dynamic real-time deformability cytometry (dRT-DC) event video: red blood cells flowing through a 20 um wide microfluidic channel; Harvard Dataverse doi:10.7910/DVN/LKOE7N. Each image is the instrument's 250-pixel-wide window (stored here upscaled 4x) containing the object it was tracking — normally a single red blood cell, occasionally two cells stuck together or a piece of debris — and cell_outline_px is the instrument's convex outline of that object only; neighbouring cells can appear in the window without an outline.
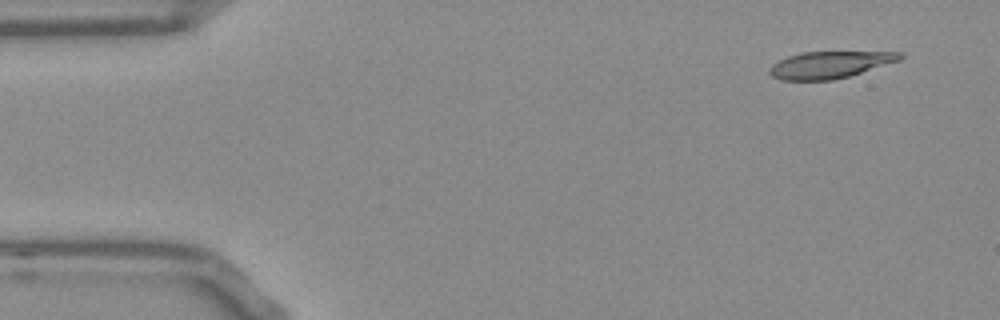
{"species": "Egyptian fruit bat (a non-hibernating species)", "species_latin": "Rousettus aegyptiacus", "temperature_condition": "room temperature", "stored_images_in_passage": 50, "camera_frame_rate_fps": 3000, "um_per_image_px": 0.085, "frame": {"image": 1, "passage_image": 1, "time_ms": 0.0, "image_size_px": [1000, 320], "cell_outline_px": [[904, 56], [900, 60], [848, 76], [832, 80], [780, 80], [772, 76], [768, 72], [768, 68], [772, 64], [788, 56], [800, 52], [900, 52]], "centroid_in_image_um": [70.48, 5.5], "position_along_channel_um": 14.5, "area_um2": 20.29}}
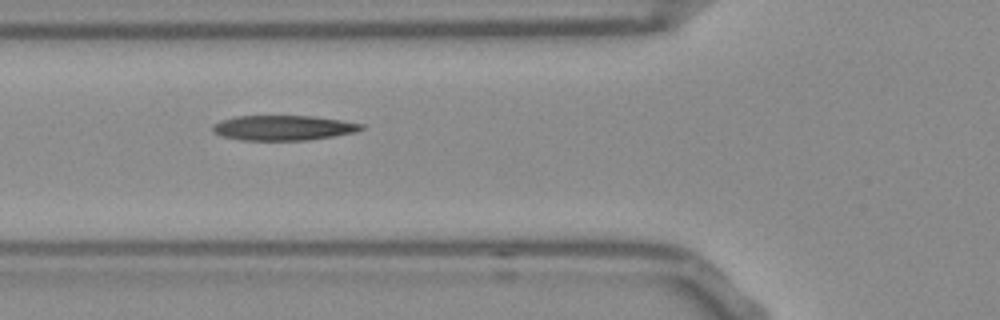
{"frame": {"image": 2, "passage_image": 16, "time_ms": 5.0, "image_size_px": [1000, 320], "cell_outline_px": [[364, 128], [352, 132], [332, 136], [308, 140], [240, 140], [224, 136], [212, 132], [212, 124], [220, 120], [236, 116], [312, 116], [340, 120], [364, 124]], "centroid_in_image_um": [24.02, 10.86], "position_along_channel_um": 101.8, "area_um2": 21.5}}
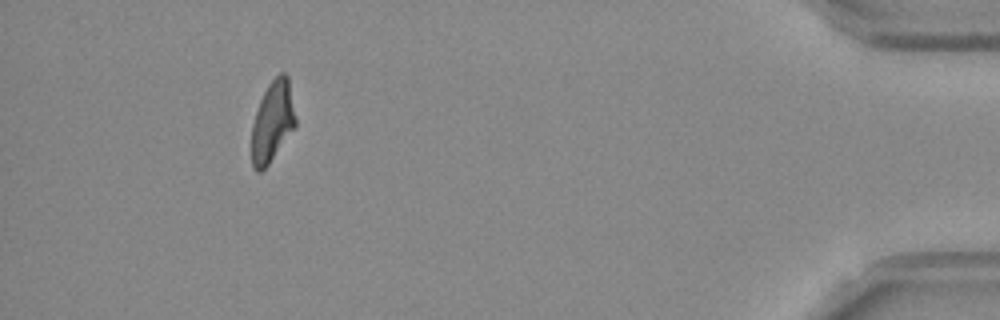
{"frame": {"image": 3, "passage_image": 46, "time_ms": 15.0, "image_size_px": [1000, 320], "cell_outline_px": [[296, 124], [268, 164], [260, 172], [256, 172], [252, 168], [252, 124], [260, 100], [268, 84], [280, 72], [284, 72], [288, 76], [296, 120]], "centroid_in_image_um": [23.14, 10.32], "position_along_channel_um": 412.1, "area_um2": 20.29}, "authors_computed_cell_mechanics": {"area_um2": 21.675, "velocity_mm_per_s": 3.772, "shape_relaxation_time_tau1_ms": 9.1715, "shape_relaxation_time_tau2_ms": 1.8374, "deformation_change_tau1": 0.247, "deformation_change_tau2": 0.1031}}